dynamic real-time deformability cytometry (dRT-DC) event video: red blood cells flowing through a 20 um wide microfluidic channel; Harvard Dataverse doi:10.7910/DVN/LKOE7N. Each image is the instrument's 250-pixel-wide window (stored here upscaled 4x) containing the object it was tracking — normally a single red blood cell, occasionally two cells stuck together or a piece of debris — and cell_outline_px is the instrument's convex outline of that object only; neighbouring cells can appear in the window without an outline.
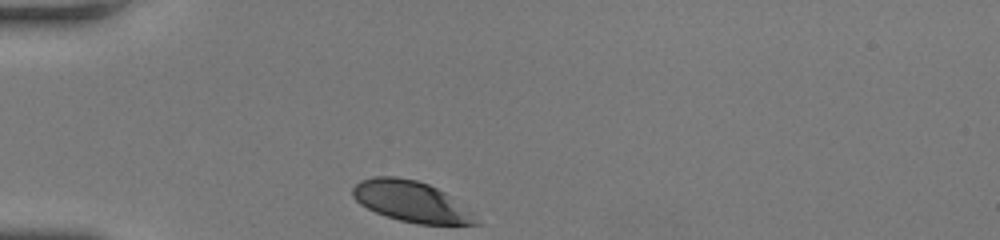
{"species": "human", "species_latin": "Homo sapiens", "temperature_condition": "room temperature", "stored_images_in_passage": 29, "camera_frame_rate_fps": 3000, "um_per_image_px": 0.085, "donor": {"sex": "female"}, "frame": {"image": 1, "passage_image": 1, "time_ms": 0.0, "image_size_px": [1000, 240], "cell_outline_px": [[480, 224], [416, 224], [400, 220], [376, 212], [360, 204], [352, 196], [352, 188], [360, 180], [372, 176], [396, 176], [416, 180], [428, 184], [444, 192], [472, 212]], "centroid_in_image_um": [34.91, 17.11], "position_along_channel_um": 50.1, "area_um2": 29.02}}
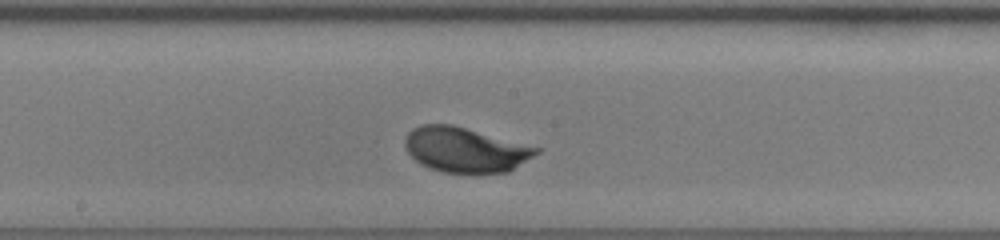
{"frame": {"image": 2, "passage_image": 15, "time_ms": 4.667, "image_size_px": [1000, 240], "cell_outline_px": [[540, 152], [508, 172], [476, 176], [444, 172], [428, 168], [420, 164], [408, 152], [404, 144], [404, 140], [408, 132], [412, 128], [420, 124], [452, 124], [540, 148]], "centroid_in_image_um": [39.54, 12.77], "position_along_channel_um": 208.7, "area_um2": 35.03}}
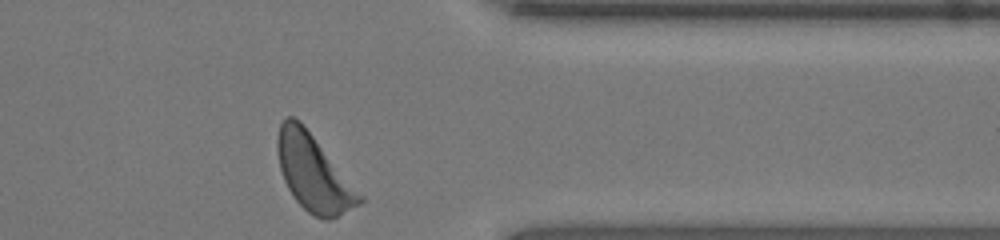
{"frame": {"image": 3, "passage_image": 29, "time_ms": 9.333, "image_size_px": [1000, 240], "cell_outline_px": [[364, 200], [360, 204], [328, 220], [324, 220], [308, 212], [296, 200], [288, 188], [284, 180], [280, 168], [276, 148], [276, 136], [280, 124], [288, 116], [292, 116], [312, 136], [364, 196]], "centroid_in_image_um": [26.64, 14.74], "position_along_channel_um": 384.8, "area_um2": 35.55}, "authors_computed_cell_mechanics": {"area_um2": 33.235, "velocity_mm_per_s": 3.9285, "shape_relaxation_time_tau1_ms": 2.3779, "shape_relaxation_time_tau2_ms": null, "deformation_change_tau1": 0.1235, "deformation_change_tau2": null}}